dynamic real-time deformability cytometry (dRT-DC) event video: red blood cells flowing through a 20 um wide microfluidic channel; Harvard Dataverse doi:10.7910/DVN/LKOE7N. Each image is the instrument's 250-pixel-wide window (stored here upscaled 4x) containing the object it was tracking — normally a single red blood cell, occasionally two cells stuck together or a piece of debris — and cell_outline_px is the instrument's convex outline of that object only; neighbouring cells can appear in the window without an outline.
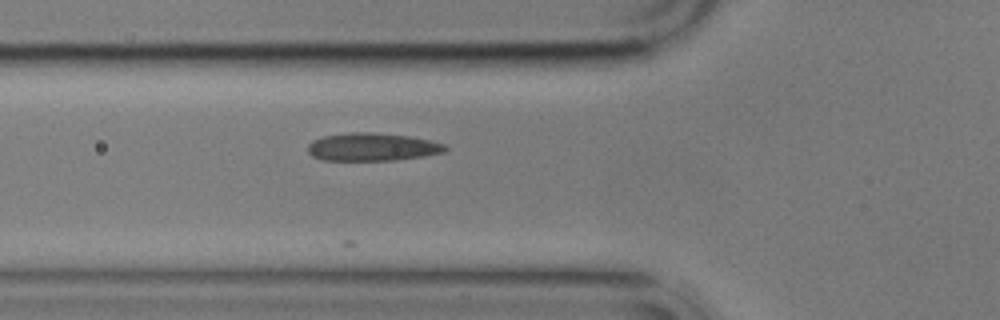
{"species": "common noctule bat (a hibernating species)", "species_latin": "Nyctalus noctula", "temperature_condition": "cold", "stored_images_in_passage": 2, "camera_frame_rate_fps": 3000, "um_per_image_px": 0.085, "animal": {"sex": "male", "body_mass_g": 17.9}, "frame": {"image": 1, "passage_image": 2, "time_ms": 1.333, "image_size_px": [1000, 320], "cell_outline_px": [[448, 148], [444, 152], [424, 156], [396, 160], [324, 160], [312, 156], [308, 152], [308, 144], [312, 140], [324, 136], [348, 132], [372, 132], [408, 136], [428, 140], [444, 144]], "centroid_in_image_um": [31.62, 12.49], "position_along_channel_um": 94.2, "area_um2": 22.31}}